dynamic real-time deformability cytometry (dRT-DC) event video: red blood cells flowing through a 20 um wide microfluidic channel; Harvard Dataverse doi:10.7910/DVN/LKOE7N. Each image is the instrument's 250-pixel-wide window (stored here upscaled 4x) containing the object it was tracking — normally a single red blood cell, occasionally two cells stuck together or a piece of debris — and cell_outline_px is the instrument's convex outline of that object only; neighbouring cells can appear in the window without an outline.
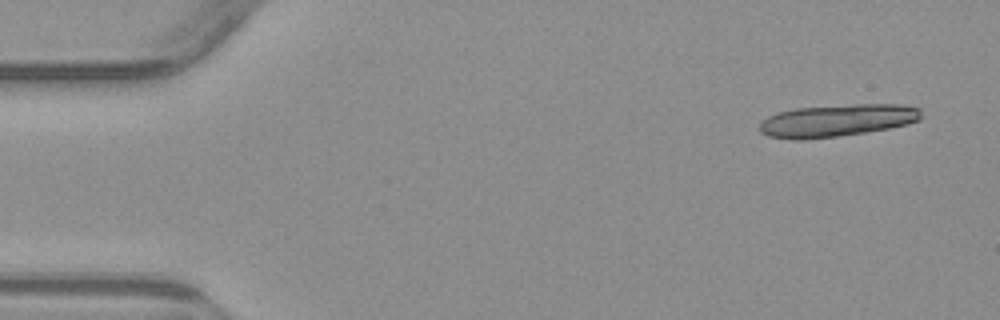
{"species": "common noctule bat (a hibernating species)", "species_latin": "Nyctalus noctula", "temperature_condition": "warm", "stored_images_in_passage": 6, "segment_of_instrument_passage": [1, 2], "camera_frame_rate_fps": 3000, "um_per_image_px": 0.085, "animal": {"sex": "male", "body_mass_g": 23.1, "forearm_length_mm": 52.7}, "frame": {"image": 1, "passage_image": 1, "time_ms": 0.0, "image_size_px": [1000, 320], "cell_outline_px": [[920, 120], [908, 124], [888, 128], [864, 132], [836, 136], [804, 140], [792, 140], [768, 136], [760, 132], [756, 128], [760, 120], [768, 116], [780, 112], [796, 108], [852, 104], [900, 104], [920, 108]], "centroid_in_image_um": [71.08, 10.24], "position_along_channel_um": 13.9, "area_um2": 30.63}}